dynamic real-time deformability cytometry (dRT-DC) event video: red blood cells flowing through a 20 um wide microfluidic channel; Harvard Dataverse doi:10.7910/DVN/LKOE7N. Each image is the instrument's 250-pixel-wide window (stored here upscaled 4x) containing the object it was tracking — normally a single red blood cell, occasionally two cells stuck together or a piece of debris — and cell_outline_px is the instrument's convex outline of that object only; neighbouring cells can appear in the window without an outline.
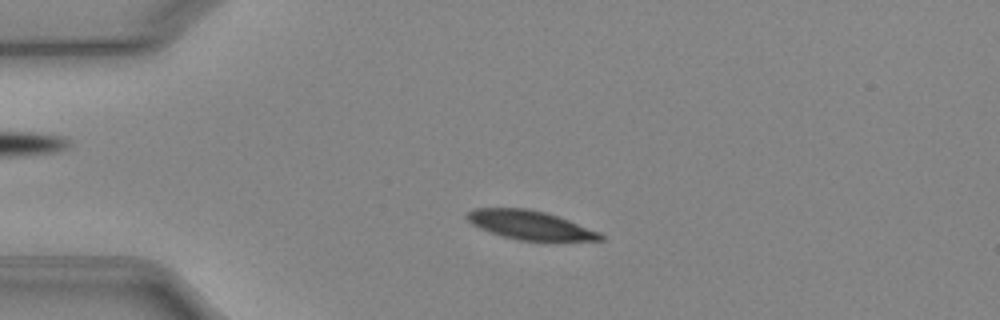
{"species": "Egyptian fruit bat (a non-hibernating species)", "species_latin": "Rousettus aegyptiacus", "temperature_condition": "cold", "stored_images_in_passage": 50, "camera_frame_rate_fps": 3000, "um_per_image_px": 0.085, "animal": {"sex": "female"}, "frame": {"image": 1, "passage_image": 11, "time_ms": 3.333, "image_size_px": [1000, 320], "cell_outline_px": [[604, 240], [520, 240], [504, 236], [480, 228], [472, 224], [464, 216], [468, 212], [476, 208], [528, 208], [544, 212], [568, 220], [600, 232], [604, 236]], "centroid_in_image_um": [45.04, 19.12], "position_along_channel_um": 40.0, "area_um2": 21.96}}
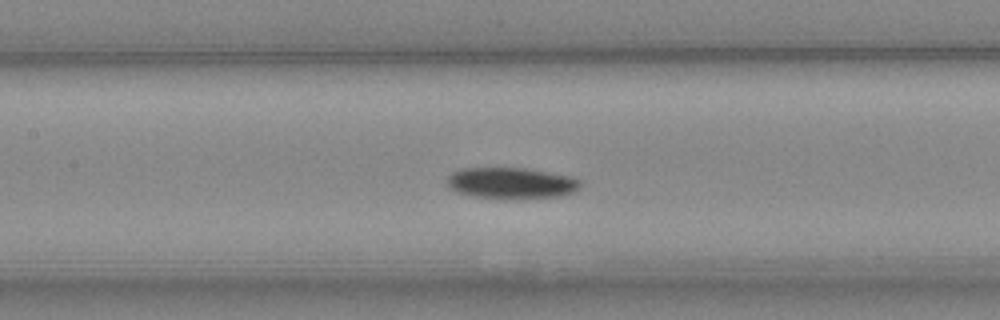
{"frame": {"image": 2, "passage_image": 23, "time_ms": 7.333, "image_size_px": [1000, 320], "cell_outline_px": [[584, 184], [580, 188], [572, 192], [560, 196], [516, 200], [472, 196], [456, 192], [448, 188], [448, 176], [452, 172], [460, 168], [524, 168], [572, 176], [580, 180]], "centroid_in_image_um": [43.47, 15.58], "position_along_channel_um": 163.9, "area_um2": 24.74}}
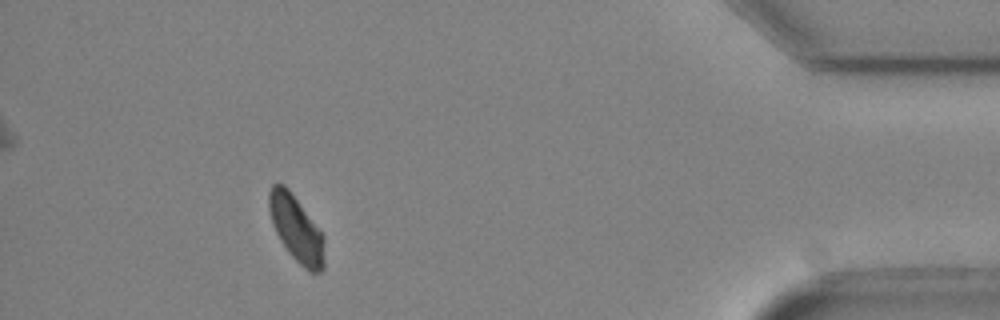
{"frame": {"image": 3, "passage_image": 46, "time_ms": 15.0, "image_size_px": [1000, 320], "cell_outline_px": [[324, 268], [320, 272], [308, 272], [288, 252], [280, 240], [272, 224], [268, 208], [268, 192], [272, 184], [284, 184], [288, 188], [324, 236]], "centroid_in_image_um": [25.17, 19.45], "position_along_channel_um": 410.0, "area_um2": 21.21}, "authors_computed_cell_mechanics": {"area_um2": 23.0333, "velocity_mm_per_s": 3.9025, "shape_relaxation_time_tau1_ms": 2.8295, "shape_relaxation_time_tau2_ms": null, "deformation_change_tau1": 0.0829, "deformation_change_tau2": null}}